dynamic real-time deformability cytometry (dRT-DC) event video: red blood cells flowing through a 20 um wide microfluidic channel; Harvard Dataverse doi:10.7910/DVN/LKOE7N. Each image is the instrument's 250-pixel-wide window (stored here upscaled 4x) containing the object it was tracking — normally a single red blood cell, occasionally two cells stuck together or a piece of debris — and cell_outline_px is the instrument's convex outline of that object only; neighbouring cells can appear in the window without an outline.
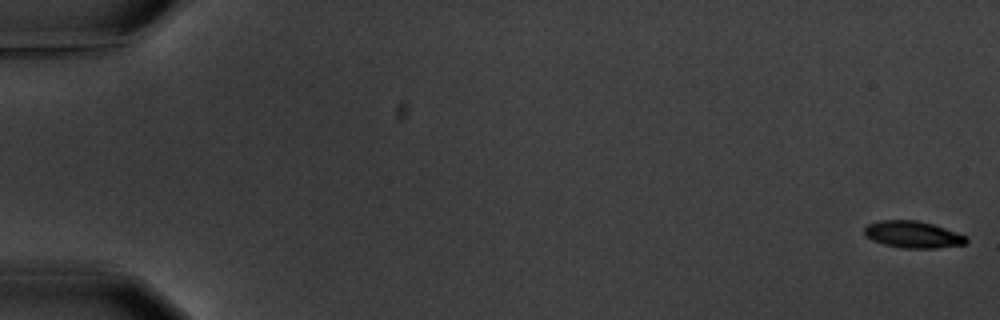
{"species": "common noctule bat (a hibernating species)", "species_latin": "Nyctalus noctula", "temperature_condition": "warm", "stored_images_in_passage": 6, "camera_frame_rate_fps": 3000, "um_per_image_px": 0.085, "animal": {"sex": "male", "body_mass_g": 20.1, "forearm_length_mm": 53.5}, "frame": {"image": 1, "passage_image": 1, "time_ms": 0.0, "image_size_px": [1000, 320], "cell_outline_px": [[968, 240], [964, 244], [936, 248], [904, 248], [884, 244], [872, 240], [864, 236], [864, 228], [868, 224], [880, 220], [916, 220], [932, 224], [968, 236]], "centroid_in_image_um": [77.58, 19.93], "position_along_channel_um": 7.4, "area_um2": 15.9}}